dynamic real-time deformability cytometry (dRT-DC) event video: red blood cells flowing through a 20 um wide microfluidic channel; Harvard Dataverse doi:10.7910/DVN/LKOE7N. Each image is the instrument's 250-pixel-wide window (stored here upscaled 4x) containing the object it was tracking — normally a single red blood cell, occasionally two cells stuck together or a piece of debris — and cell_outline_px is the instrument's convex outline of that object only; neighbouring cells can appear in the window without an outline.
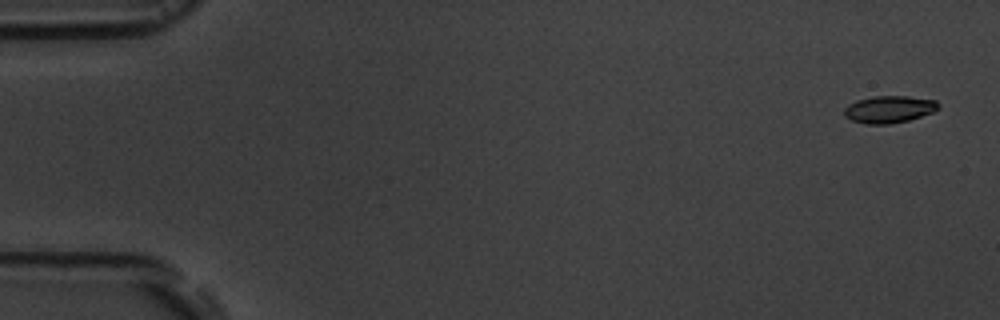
{"species": "common noctule bat (a hibernating species)", "species_latin": "Nyctalus noctula", "temperature_condition": "room temperature", "stored_images_in_passage": 6, "camera_frame_rate_fps": 3000, "um_per_image_px": 0.085, "animal": {"sex": "male", "body_mass_g": 19.5, "forearm_length_mm": 54.6}, "frame": {"image": 1, "passage_image": 1, "time_ms": 0.0, "image_size_px": [1000, 320], "cell_outline_px": [[940, 108], [932, 112], [908, 120], [888, 124], [864, 124], [852, 120], [844, 116], [844, 108], [848, 104], [856, 100], [872, 96], [908, 96], [936, 100], [940, 104]], "centroid_in_image_um": [75.56, 9.28], "position_along_channel_um": 9.4, "area_um2": 14.97}}
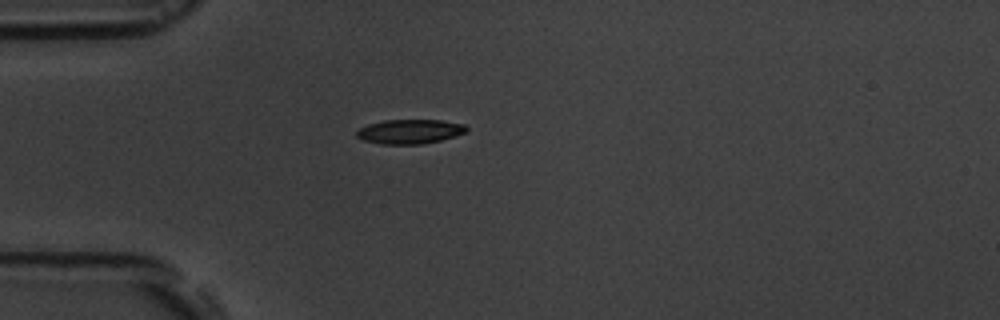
{"frame": {"image": 2, "passage_image": 5, "time_ms": 4.667, "image_size_px": [1000, 320], "cell_outline_px": [[468, 128], [464, 132], [440, 140], [424, 144], [380, 144], [364, 140], [356, 136], [356, 132], [360, 128], [368, 124], [384, 120], [440, 120], [464, 124]], "centroid_in_image_um": [34.8, 11.18], "position_along_channel_um": 50.2, "area_um2": 15.43}}